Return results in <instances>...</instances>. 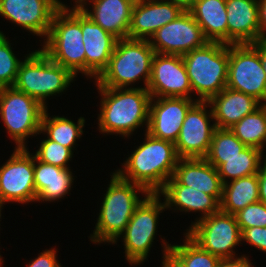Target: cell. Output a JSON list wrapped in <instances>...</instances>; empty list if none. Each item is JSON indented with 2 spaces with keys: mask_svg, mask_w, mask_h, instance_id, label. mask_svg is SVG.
<instances>
[{
  "mask_svg": "<svg viewBox=\"0 0 266 267\" xmlns=\"http://www.w3.org/2000/svg\"><path fill=\"white\" fill-rule=\"evenodd\" d=\"M226 87L266 104V75L259 53L251 44H229Z\"/></svg>",
  "mask_w": 266,
  "mask_h": 267,
  "instance_id": "obj_11",
  "label": "cell"
},
{
  "mask_svg": "<svg viewBox=\"0 0 266 267\" xmlns=\"http://www.w3.org/2000/svg\"><path fill=\"white\" fill-rule=\"evenodd\" d=\"M258 188L257 174L226 182L223 184L220 210L234 215L249 204L258 202Z\"/></svg>",
  "mask_w": 266,
  "mask_h": 267,
  "instance_id": "obj_27",
  "label": "cell"
},
{
  "mask_svg": "<svg viewBox=\"0 0 266 267\" xmlns=\"http://www.w3.org/2000/svg\"><path fill=\"white\" fill-rule=\"evenodd\" d=\"M208 102L213 112L214 124L220 129H230L262 105L254 97L227 87Z\"/></svg>",
  "mask_w": 266,
  "mask_h": 267,
  "instance_id": "obj_23",
  "label": "cell"
},
{
  "mask_svg": "<svg viewBox=\"0 0 266 267\" xmlns=\"http://www.w3.org/2000/svg\"><path fill=\"white\" fill-rule=\"evenodd\" d=\"M196 101L186 97L151 98L147 133L175 144L186 113Z\"/></svg>",
  "mask_w": 266,
  "mask_h": 267,
  "instance_id": "obj_17",
  "label": "cell"
},
{
  "mask_svg": "<svg viewBox=\"0 0 266 267\" xmlns=\"http://www.w3.org/2000/svg\"><path fill=\"white\" fill-rule=\"evenodd\" d=\"M57 251L53 249H47L40 253V255L29 262L27 267H62L56 259Z\"/></svg>",
  "mask_w": 266,
  "mask_h": 267,
  "instance_id": "obj_37",
  "label": "cell"
},
{
  "mask_svg": "<svg viewBox=\"0 0 266 267\" xmlns=\"http://www.w3.org/2000/svg\"><path fill=\"white\" fill-rule=\"evenodd\" d=\"M81 31L85 47V76L96 80L107 68L118 39L94 23L82 9Z\"/></svg>",
  "mask_w": 266,
  "mask_h": 267,
  "instance_id": "obj_19",
  "label": "cell"
},
{
  "mask_svg": "<svg viewBox=\"0 0 266 267\" xmlns=\"http://www.w3.org/2000/svg\"><path fill=\"white\" fill-rule=\"evenodd\" d=\"M162 242L164 246L162 267H187L186 264L170 249L172 245L165 242V240Z\"/></svg>",
  "mask_w": 266,
  "mask_h": 267,
  "instance_id": "obj_38",
  "label": "cell"
},
{
  "mask_svg": "<svg viewBox=\"0 0 266 267\" xmlns=\"http://www.w3.org/2000/svg\"><path fill=\"white\" fill-rule=\"evenodd\" d=\"M62 6L64 5L62 2H60L59 0H57ZM82 0H75V5H78Z\"/></svg>",
  "mask_w": 266,
  "mask_h": 267,
  "instance_id": "obj_45",
  "label": "cell"
},
{
  "mask_svg": "<svg viewBox=\"0 0 266 267\" xmlns=\"http://www.w3.org/2000/svg\"><path fill=\"white\" fill-rule=\"evenodd\" d=\"M174 4L180 6L184 11H188L194 4L196 0H167Z\"/></svg>",
  "mask_w": 266,
  "mask_h": 267,
  "instance_id": "obj_43",
  "label": "cell"
},
{
  "mask_svg": "<svg viewBox=\"0 0 266 267\" xmlns=\"http://www.w3.org/2000/svg\"><path fill=\"white\" fill-rule=\"evenodd\" d=\"M216 267H253L250 260L243 255L241 257L220 259Z\"/></svg>",
  "mask_w": 266,
  "mask_h": 267,
  "instance_id": "obj_39",
  "label": "cell"
},
{
  "mask_svg": "<svg viewBox=\"0 0 266 267\" xmlns=\"http://www.w3.org/2000/svg\"><path fill=\"white\" fill-rule=\"evenodd\" d=\"M72 174L69 168H60L44 163L34 156L36 201L53 202L66 196L73 185L74 178Z\"/></svg>",
  "mask_w": 266,
  "mask_h": 267,
  "instance_id": "obj_24",
  "label": "cell"
},
{
  "mask_svg": "<svg viewBox=\"0 0 266 267\" xmlns=\"http://www.w3.org/2000/svg\"><path fill=\"white\" fill-rule=\"evenodd\" d=\"M246 147L230 129L216 128L205 159L217 169L222 164V158H233Z\"/></svg>",
  "mask_w": 266,
  "mask_h": 267,
  "instance_id": "obj_31",
  "label": "cell"
},
{
  "mask_svg": "<svg viewBox=\"0 0 266 267\" xmlns=\"http://www.w3.org/2000/svg\"><path fill=\"white\" fill-rule=\"evenodd\" d=\"M45 110L39 101L14 87L0 88V116L15 148H27L26 138L40 133Z\"/></svg>",
  "mask_w": 266,
  "mask_h": 267,
  "instance_id": "obj_8",
  "label": "cell"
},
{
  "mask_svg": "<svg viewBox=\"0 0 266 267\" xmlns=\"http://www.w3.org/2000/svg\"><path fill=\"white\" fill-rule=\"evenodd\" d=\"M234 215L241 232L251 227H266V204L261 201L249 204Z\"/></svg>",
  "mask_w": 266,
  "mask_h": 267,
  "instance_id": "obj_35",
  "label": "cell"
},
{
  "mask_svg": "<svg viewBox=\"0 0 266 267\" xmlns=\"http://www.w3.org/2000/svg\"><path fill=\"white\" fill-rule=\"evenodd\" d=\"M102 98L98 125L101 133L129 137L144 123H149L151 95L144 87L106 88L98 84Z\"/></svg>",
  "mask_w": 266,
  "mask_h": 267,
  "instance_id": "obj_2",
  "label": "cell"
},
{
  "mask_svg": "<svg viewBox=\"0 0 266 267\" xmlns=\"http://www.w3.org/2000/svg\"><path fill=\"white\" fill-rule=\"evenodd\" d=\"M228 44L260 40L258 0H226Z\"/></svg>",
  "mask_w": 266,
  "mask_h": 267,
  "instance_id": "obj_22",
  "label": "cell"
},
{
  "mask_svg": "<svg viewBox=\"0 0 266 267\" xmlns=\"http://www.w3.org/2000/svg\"><path fill=\"white\" fill-rule=\"evenodd\" d=\"M197 101H209L227 84L229 44L207 42L182 56Z\"/></svg>",
  "mask_w": 266,
  "mask_h": 267,
  "instance_id": "obj_6",
  "label": "cell"
},
{
  "mask_svg": "<svg viewBox=\"0 0 266 267\" xmlns=\"http://www.w3.org/2000/svg\"><path fill=\"white\" fill-rule=\"evenodd\" d=\"M188 11L209 42L228 44L226 0H196Z\"/></svg>",
  "mask_w": 266,
  "mask_h": 267,
  "instance_id": "obj_26",
  "label": "cell"
},
{
  "mask_svg": "<svg viewBox=\"0 0 266 267\" xmlns=\"http://www.w3.org/2000/svg\"><path fill=\"white\" fill-rule=\"evenodd\" d=\"M89 0H82L78 6L90 19L111 33L117 39L128 38L132 9L136 0H90L92 9L85 6Z\"/></svg>",
  "mask_w": 266,
  "mask_h": 267,
  "instance_id": "obj_21",
  "label": "cell"
},
{
  "mask_svg": "<svg viewBox=\"0 0 266 267\" xmlns=\"http://www.w3.org/2000/svg\"><path fill=\"white\" fill-rule=\"evenodd\" d=\"M159 193H149L136 207L133 216L124 231L123 237L125 256L132 265H140L147 258L157 232L160 213L166 209L161 203Z\"/></svg>",
  "mask_w": 266,
  "mask_h": 267,
  "instance_id": "obj_9",
  "label": "cell"
},
{
  "mask_svg": "<svg viewBox=\"0 0 266 267\" xmlns=\"http://www.w3.org/2000/svg\"><path fill=\"white\" fill-rule=\"evenodd\" d=\"M242 240L266 252V227H251L241 232Z\"/></svg>",
  "mask_w": 266,
  "mask_h": 267,
  "instance_id": "obj_36",
  "label": "cell"
},
{
  "mask_svg": "<svg viewBox=\"0 0 266 267\" xmlns=\"http://www.w3.org/2000/svg\"><path fill=\"white\" fill-rule=\"evenodd\" d=\"M74 79L75 76L68 69L53 62L38 49L25 56L21 62L13 87L47 108L45 100L67 90Z\"/></svg>",
  "mask_w": 266,
  "mask_h": 267,
  "instance_id": "obj_7",
  "label": "cell"
},
{
  "mask_svg": "<svg viewBox=\"0 0 266 267\" xmlns=\"http://www.w3.org/2000/svg\"><path fill=\"white\" fill-rule=\"evenodd\" d=\"M2 263H3V260H2L1 255H0V267H2Z\"/></svg>",
  "mask_w": 266,
  "mask_h": 267,
  "instance_id": "obj_46",
  "label": "cell"
},
{
  "mask_svg": "<svg viewBox=\"0 0 266 267\" xmlns=\"http://www.w3.org/2000/svg\"><path fill=\"white\" fill-rule=\"evenodd\" d=\"M184 10L167 0H136L132 9L128 38L149 40L161 27L175 20Z\"/></svg>",
  "mask_w": 266,
  "mask_h": 267,
  "instance_id": "obj_18",
  "label": "cell"
},
{
  "mask_svg": "<svg viewBox=\"0 0 266 267\" xmlns=\"http://www.w3.org/2000/svg\"><path fill=\"white\" fill-rule=\"evenodd\" d=\"M208 101H196L187 111L179 136L175 142L179 158H205L211 146L216 125H210L213 118Z\"/></svg>",
  "mask_w": 266,
  "mask_h": 267,
  "instance_id": "obj_12",
  "label": "cell"
},
{
  "mask_svg": "<svg viewBox=\"0 0 266 267\" xmlns=\"http://www.w3.org/2000/svg\"><path fill=\"white\" fill-rule=\"evenodd\" d=\"M251 45L258 51L266 75V39L257 40Z\"/></svg>",
  "mask_w": 266,
  "mask_h": 267,
  "instance_id": "obj_42",
  "label": "cell"
},
{
  "mask_svg": "<svg viewBox=\"0 0 266 267\" xmlns=\"http://www.w3.org/2000/svg\"><path fill=\"white\" fill-rule=\"evenodd\" d=\"M155 54L148 40L118 39L107 68L95 83L106 88H127L144 78L147 89Z\"/></svg>",
  "mask_w": 266,
  "mask_h": 267,
  "instance_id": "obj_5",
  "label": "cell"
},
{
  "mask_svg": "<svg viewBox=\"0 0 266 267\" xmlns=\"http://www.w3.org/2000/svg\"><path fill=\"white\" fill-rule=\"evenodd\" d=\"M0 196L6 203L36 201L34 155L27 148H15L9 160L0 167Z\"/></svg>",
  "mask_w": 266,
  "mask_h": 267,
  "instance_id": "obj_13",
  "label": "cell"
},
{
  "mask_svg": "<svg viewBox=\"0 0 266 267\" xmlns=\"http://www.w3.org/2000/svg\"><path fill=\"white\" fill-rule=\"evenodd\" d=\"M47 108L43 114L41 122V133H47V138L49 140L60 143L62 146L69 148L71 151L75 149L76 139L80 138L83 134V127L85 123V118L80 117L75 124L72 120L53 116L52 118L48 116Z\"/></svg>",
  "mask_w": 266,
  "mask_h": 267,
  "instance_id": "obj_29",
  "label": "cell"
},
{
  "mask_svg": "<svg viewBox=\"0 0 266 267\" xmlns=\"http://www.w3.org/2000/svg\"><path fill=\"white\" fill-rule=\"evenodd\" d=\"M263 154V151L257 148L246 147L233 158H222V164L217 168L222 184L228 182V179L232 181L257 174L262 164V156L264 158Z\"/></svg>",
  "mask_w": 266,
  "mask_h": 267,
  "instance_id": "obj_28",
  "label": "cell"
},
{
  "mask_svg": "<svg viewBox=\"0 0 266 267\" xmlns=\"http://www.w3.org/2000/svg\"><path fill=\"white\" fill-rule=\"evenodd\" d=\"M158 193L165 197L166 209L175 206L184 212H202L196 221L220 210V202L214 196L185 185H165Z\"/></svg>",
  "mask_w": 266,
  "mask_h": 267,
  "instance_id": "obj_25",
  "label": "cell"
},
{
  "mask_svg": "<svg viewBox=\"0 0 266 267\" xmlns=\"http://www.w3.org/2000/svg\"><path fill=\"white\" fill-rule=\"evenodd\" d=\"M34 156L44 163L60 168H70L67 163L71 160L73 151L47 138L42 140Z\"/></svg>",
  "mask_w": 266,
  "mask_h": 267,
  "instance_id": "obj_34",
  "label": "cell"
},
{
  "mask_svg": "<svg viewBox=\"0 0 266 267\" xmlns=\"http://www.w3.org/2000/svg\"><path fill=\"white\" fill-rule=\"evenodd\" d=\"M178 160L174 143L154 138L145 131L143 143L126 159L124 170L115 172L149 193H158L173 176Z\"/></svg>",
  "mask_w": 266,
  "mask_h": 267,
  "instance_id": "obj_1",
  "label": "cell"
},
{
  "mask_svg": "<svg viewBox=\"0 0 266 267\" xmlns=\"http://www.w3.org/2000/svg\"><path fill=\"white\" fill-rule=\"evenodd\" d=\"M260 39H266V0H258Z\"/></svg>",
  "mask_w": 266,
  "mask_h": 267,
  "instance_id": "obj_41",
  "label": "cell"
},
{
  "mask_svg": "<svg viewBox=\"0 0 266 267\" xmlns=\"http://www.w3.org/2000/svg\"><path fill=\"white\" fill-rule=\"evenodd\" d=\"M110 184L102 201L95 230L90 239L94 243H116L126 228L136 207L142 202L138 194L149 192L139 184L122 179L116 172L112 173ZM119 238V239H118Z\"/></svg>",
  "mask_w": 266,
  "mask_h": 267,
  "instance_id": "obj_3",
  "label": "cell"
},
{
  "mask_svg": "<svg viewBox=\"0 0 266 267\" xmlns=\"http://www.w3.org/2000/svg\"><path fill=\"white\" fill-rule=\"evenodd\" d=\"M263 165H260L259 172L257 173L258 182H259V201L266 204V160L262 162Z\"/></svg>",
  "mask_w": 266,
  "mask_h": 267,
  "instance_id": "obj_40",
  "label": "cell"
},
{
  "mask_svg": "<svg viewBox=\"0 0 266 267\" xmlns=\"http://www.w3.org/2000/svg\"><path fill=\"white\" fill-rule=\"evenodd\" d=\"M148 41L155 53L180 56L209 42L189 11L158 29Z\"/></svg>",
  "mask_w": 266,
  "mask_h": 267,
  "instance_id": "obj_14",
  "label": "cell"
},
{
  "mask_svg": "<svg viewBox=\"0 0 266 267\" xmlns=\"http://www.w3.org/2000/svg\"><path fill=\"white\" fill-rule=\"evenodd\" d=\"M4 200L2 199V197L0 196V218H1V210L3 209L2 206L4 204ZM1 221V220H0Z\"/></svg>",
  "mask_w": 266,
  "mask_h": 267,
  "instance_id": "obj_44",
  "label": "cell"
},
{
  "mask_svg": "<svg viewBox=\"0 0 266 267\" xmlns=\"http://www.w3.org/2000/svg\"><path fill=\"white\" fill-rule=\"evenodd\" d=\"M186 235L201 249L220 259L235 257V246L242 241L235 215L219 210L193 222Z\"/></svg>",
  "mask_w": 266,
  "mask_h": 267,
  "instance_id": "obj_10",
  "label": "cell"
},
{
  "mask_svg": "<svg viewBox=\"0 0 266 267\" xmlns=\"http://www.w3.org/2000/svg\"><path fill=\"white\" fill-rule=\"evenodd\" d=\"M230 130L247 147L263 151L266 146V104L243 117Z\"/></svg>",
  "mask_w": 266,
  "mask_h": 267,
  "instance_id": "obj_30",
  "label": "cell"
},
{
  "mask_svg": "<svg viewBox=\"0 0 266 267\" xmlns=\"http://www.w3.org/2000/svg\"><path fill=\"white\" fill-rule=\"evenodd\" d=\"M46 40V41H45ZM41 50L55 63L68 69L75 77L85 75V47L82 41L81 8L63 5L53 17Z\"/></svg>",
  "mask_w": 266,
  "mask_h": 267,
  "instance_id": "obj_4",
  "label": "cell"
},
{
  "mask_svg": "<svg viewBox=\"0 0 266 267\" xmlns=\"http://www.w3.org/2000/svg\"><path fill=\"white\" fill-rule=\"evenodd\" d=\"M61 7L57 0H0V15L34 35L46 38L54 14Z\"/></svg>",
  "mask_w": 266,
  "mask_h": 267,
  "instance_id": "obj_16",
  "label": "cell"
},
{
  "mask_svg": "<svg viewBox=\"0 0 266 267\" xmlns=\"http://www.w3.org/2000/svg\"><path fill=\"white\" fill-rule=\"evenodd\" d=\"M182 245H172L171 250L187 267H216L220 258L201 249L186 234Z\"/></svg>",
  "mask_w": 266,
  "mask_h": 267,
  "instance_id": "obj_32",
  "label": "cell"
},
{
  "mask_svg": "<svg viewBox=\"0 0 266 267\" xmlns=\"http://www.w3.org/2000/svg\"><path fill=\"white\" fill-rule=\"evenodd\" d=\"M21 62L13 53L4 33L0 31V88L13 87Z\"/></svg>",
  "mask_w": 266,
  "mask_h": 267,
  "instance_id": "obj_33",
  "label": "cell"
},
{
  "mask_svg": "<svg viewBox=\"0 0 266 267\" xmlns=\"http://www.w3.org/2000/svg\"><path fill=\"white\" fill-rule=\"evenodd\" d=\"M165 185H185L222 199L223 184L217 169L205 158H179L173 176Z\"/></svg>",
  "mask_w": 266,
  "mask_h": 267,
  "instance_id": "obj_20",
  "label": "cell"
},
{
  "mask_svg": "<svg viewBox=\"0 0 266 267\" xmlns=\"http://www.w3.org/2000/svg\"><path fill=\"white\" fill-rule=\"evenodd\" d=\"M147 90L151 98L186 97L192 99V88L182 56L156 53L152 61Z\"/></svg>",
  "mask_w": 266,
  "mask_h": 267,
  "instance_id": "obj_15",
  "label": "cell"
}]
</instances>
